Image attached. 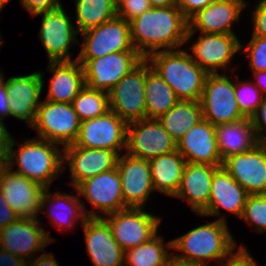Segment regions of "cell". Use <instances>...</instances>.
Returning a JSON list of instances; mask_svg holds the SVG:
<instances>
[{"instance_id":"15","label":"cell","mask_w":266,"mask_h":266,"mask_svg":"<svg viewBox=\"0 0 266 266\" xmlns=\"http://www.w3.org/2000/svg\"><path fill=\"white\" fill-rule=\"evenodd\" d=\"M40 224L37 218L19 217L15 222L0 229V248L27 262L30 256L42 251L54 240Z\"/></svg>"},{"instance_id":"8","label":"cell","mask_w":266,"mask_h":266,"mask_svg":"<svg viewBox=\"0 0 266 266\" xmlns=\"http://www.w3.org/2000/svg\"><path fill=\"white\" fill-rule=\"evenodd\" d=\"M143 59L137 51H120L97 59L76 60L82 63L86 86L109 93Z\"/></svg>"},{"instance_id":"33","label":"cell","mask_w":266,"mask_h":266,"mask_svg":"<svg viewBox=\"0 0 266 266\" xmlns=\"http://www.w3.org/2000/svg\"><path fill=\"white\" fill-rule=\"evenodd\" d=\"M77 30L79 33L98 27L117 16L113 0H76Z\"/></svg>"},{"instance_id":"52","label":"cell","mask_w":266,"mask_h":266,"mask_svg":"<svg viewBox=\"0 0 266 266\" xmlns=\"http://www.w3.org/2000/svg\"><path fill=\"white\" fill-rule=\"evenodd\" d=\"M152 8L177 6V0H148Z\"/></svg>"},{"instance_id":"3","label":"cell","mask_w":266,"mask_h":266,"mask_svg":"<svg viewBox=\"0 0 266 266\" xmlns=\"http://www.w3.org/2000/svg\"><path fill=\"white\" fill-rule=\"evenodd\" d=\"M179 100L200 101L208 73L187 50L158 51L146 58Z\"/></svg>"},{"instance_id":"53","label":"cell","mask_w":266,"mask_h":266,"mask_svg":"<svg viewBox=\"0 0 266 266\" xmlns=\"http://www.w3.org/2000/svg\"><path fill=\"white\" fill-rule=\"evenodd\" d=\"M5 165H6V159L0 154V173L2 172Z\"/></svg>"},{"instance_id":"28","label":"cell","mask_w":266,"mask_h":266,"mask_svg":"<svg viewBox=\"0 0 266 266\" xmlns=\"http://www.w3.org/2000/svg\"><path fill=\"white\" fill-rule=\"evenodd\" d=\"M217 145L222 161L235 154L245 153L260 140L255 134L251 118L215 126Z\"/></svg>"},{"instance_id":"18","label":"cell","mask_w":266,"mask_h":266,"mask_svg":"<svg viewBox=\"0 0 266 266\" xmlns=\"http://www.w3.org/2000/svg\"><path fill=\"white\" fill-rule=\"evenodd\" d=\"M116 151L107 149H89L75 144L63 148V164H69L73 188L88 178L116 168Z\"/></svg>"},{"instance_id":"54","label":"cell","mask_w":266,"mask_h":266,"mask_svg":"<svg viewBox=\"0 0 266 266\" xmlns=\"http://www.w3.org/2000/svg\"><path fill=\"white\" fill-rule=\"evenodd\" d=\"M10 0H0V12Z\"/></svg>"},{"instance_id":"37","label":"cell","mask_w":266,"mask_h":266,"mask_svg":"<svg viewBox=\"0 0 266 266\" xmlns=\"http://www.w3.org/2000/svg\"><path fill=\"white\" fill-rule=\"evenodd\" d=\"M241 218L253 224L258 232H266V193L249 194Z\"/></svg>"},{"instance_id":"9","label":"cell","mask_w":266,"mask_h":266,"mask_svg":"<svg viewBox=\"0 0 266 266\" xmlns=\"http://www.w3.org/2000/svg\"><path fill=\"white\" fill-rule=\"evenodd\" d=\"M102 218L108 223L113 238L124 251L148 242L158 233L161 222L159 217L143 211V208L133 207Z\"/></svg>"},{"instance_id":"25","label":"cell","mask_w":266,"mask_h":266,"mask_svg":"<svg viewBox=\"0 0 266 266\" xmlns=\"http://www.w3.org/2000/svg\"><path fill=\"white\" fill-rule=\"evenodd\" d=\"M248 196L249 193L220 166L212 178L209 203L199 215L218 216L219 209L224 208L241 218Z\"/></svg>"},{"instance_id":"11","label":"cell","mask_w":266,"mask_h":266,"mask_svg":"<svg viewBox=\"0 0 266 266\" xmlns=\"http://www.w3.org/2000/svg\"><path fill=\"white\" fill-rule=\"evenodd\" d=\"M132 157L150 160L177 150V142L157 119L127 123L126 149Z\"/></svg>"},{"instance_id":"34","label":"cell","mask_w":266,"mask_h":266,"mask_svg":"<svg viewBox=\"0 0 266 266\" xmlns=\"http://www.w3.org/2000/svg\"><path fill=\"white\" fill-rule=\"evenodd\" d=\"M163 240L156 234L148 242L126 250V266H164L172 254L165 249Z\"/></svg>"},{"instance_id":"45","label":"cell","mask_w":266,"mask_h":266,"mask_svg":"<svg viewBox=\"0 0 266 266\" xmlns=\"http://www.w3.org/2000/svg\"><path fill=\"white\" fill-rule=\"evenodd\" d=\"M18 218L19 216L12 210V207L7 204L0 191V229L15 222Z\"/></svg>"},{"instance_id":"24","label":"cell","mask_w":266,"mask_h":266,"mask_svg":"<svg viewBox=\"0 0 266 266\" xmlns=\"http://www.w3.org/2000/svg\"><path fill=\"white\" fill-rule=\"evenodd\" d=\"M83 226L87 252L95 266H125V251L103 218H88Z\"/></svg>"},{"instance_id":"41","label":"cell","mask_w":266,"mask_h":266,"mask_svg":"<svg viewBox=\"0 0 266 266\" xmlns=\"http://www.w3.org/2000/svg\"><path fill=\"white\" fill-rule=\"evenodd\" d=\"M253 36L266 37V0H260L253 12Z\"/></svg>"},{"instance_id":"39","label":"cell","mask_w":266,"mask_h":266,"mask_svg":"<svg viewBox=\"0 0 266 266\" xmlns=\"http://www.w3.org/2000/svg\"><path fill=\"white\" fill-rule=\"evenodd\" d=\"M150 8L148 0H125L117 7V16L129 22Z\"/></svg>"},{"instance_id":"17","label":"cell","mask_w":266,"mask_h":266,"mask_svg":"<svg viewBox=\"0 0 266 266\" xmlns=\"http://www.w3.org/2000/svg\"><path fill=\"white\" fill-rule=\"evenodd\" d=\"M116 168L121 178L124 204L127 207L143 208L154 191L149 160L132 157L125 153L118 157Z\"/></svg>"},{"instance_id":"48","label":"cell","mask_w":266,"mask_h":266,"mask_svg":"<svg viewBox=\"0 0 266 266\" xmlns=\"http://www.w3.org/2000/svg\"><path fill=\"white\" fill-rule=\"evenodd\" d=\"M25 264L26 261L21 257L0 248V266H25Z\"/></svg>"},{"instance_id":"20","label":"cell","mask_w":266,"mask_h":266,"mask_svg":"<svg viewBox=\"0 0 266 266\" xmlns=\"http://www.w3.org/2000/svg\"><path fill=\"white\" fill-rule=\"evenodd\" d=\"M246 5L244 0H215L188 20L186 41L197 30L206 34H234L232 23L238 21Z\"/></svg>"},{"instance_id":"23","label":"cell","mask_w":266,"mask_h":266,"mask_svg":"<svg viewBox=\"0 0 266 266\" xmlns=\"http://www.w3.org/2000/svg\"><path fill=\"white\" fill-rule=\"evenodd\" d=\"M177 151L185 161L193 164L222 166L215 126L207 120H201L177 142Z\"/></svg>"},{"instance_id":"2","label":"cell","mask_w":266,"mask_h":266,"mask_svg":"<svg viewBox=\"0 0 266 266\" xmlns=\"http://www.w3.org/2000/svg\"><path fill=\"white\" fill-rule=\"evenodd\" d=\"M235 243L225 218L221 217L168 241L167 246L184 252L175 255L179 259L208 266L205 262L208 260H218V264H224L222 260L231 255L237 246Z\"/></svg>"},{"instance_id":"55","label":"cell","mask_w":266,"mask_h":266,"mask_svg":"<svg viewBox=\"0 0 266 266\" xmlns=\"http://www.w3.org/2000/svg\"><path fill=\"white\" fill-rule=\"evenodd\" d=\"M125 0H113L116 7H118L121 3H123Z\"/></svg>"},{"instance_id":"36","label":"cell","mask_w":266,"mask_h":266,"mask_svg":"<svg viewBox=\"0 0 266 266\" xmlns=\"http://www.w3.org/2000/svg\"><path fill=\"white\" fill-rule=\"evenodd\" d=\"M235 97L240 111L248 118L259 108L263 94L261 90L252 82L248 81L241 84L234 83Z\"/></svg>"},{"instance_id":"31","label":"cell","mask_w":266,"mask_h":266,"mask_svg":"<svg viewBox=\"0 0 266 266\" xmlns=\"http://www.w3.org/2000/svg\"><path fill=\"white\" fill-rule=\"evenodd\" d=\"M146 119H159L174 107L179 99L172 88L151 68L145 80Z\"/></svg>"},{"instance_id":"1","label":"cell","mask_w":266,"mask_h":266,"mask_svg":"<svg viewBox=\"0 0 266 266\" xmlns=\"http://www.w3.org/2000/svg\"><path fill=\"white\" fill-rule=\"evenodd\" d=\"M129 27L134 49L146 59L158 50H173L184 45L189 23L177 6L151 7L129 21Z\"/></svg>"},{"instance_id":"16","label":"cell","mask_w":266,"mask_h":266,"mask_svg":"<svg viewBox=\"0 0 266 266\" xmlns=\"http://www.w3.org/2000/svg\"><path fill=\"white\" fill-rule=\"evenodd\" d=\"M40 39L46 49L49 62L73 61L69 54L72 42H78V30L71 24L63 7L43 13Z\"/></svg>"},{"instance_id":"44","label":"cell","mask_w":266,"mask_h":266,"mask_svg":"<svg viewBox=\"0 0 266 266\" xmlns=\"http://www.w3.org/2000/svg\"><path fill=\"white\" fill-rule=\"evenodd\" d=\"M230 256L226 257V260H222L227 263L224 266H257L253 257H251L247 249L242 245L237 252H232Z\"/></svg>"},{"instance_id":"38","label":"cell","mask_w":266,"mask_h":266,"mask_svg":"<svg viewBox=\"0 0 266 266\" xmlns=\"http://www.w3.org/2000/svg\"><path fill=\"white\" fill-rule=\"evenodd\" d=\"M253 72L266 71V37L252 36L245 50Z\"/></svg>"},{"instance_id":"51","label":"cell","mask_w":266,"mask_h":266,"mask_svg":"<svg viewBox=\"0 0 266 266\" xmlns=\"http://www.w3.org/2000/svg\"><path fill=\"white\" fill-rule=\"evenodd\" d=\"M164 266H202V265L179 259L172 254Z\"/></svg>"},{"instance_id":"43","label":"cell","mask_w":266,"mask_h":266,"mask_svg":"<svg viewBox=\"0 0 266 266\" xmlns=\"http://www.w3.org/2000/svg\"><path fill=\"white\" fill-rule=\"evenodd\" d=\"M215 0H177V7L189 20L198 11L204 9Z\"/></svg>"},{"instance_id":"14","label":"cell","mask_w":266,"mask_h":266,"mask_svg":"<svg viewBox=\"0 0 266 266\" xmlns=\"http://www.w3.org/2000/svg\"><path fill=\"white\" fill-rule=\"evenodd\" d=\"M222 167L249 194L266 193V142L260 141L245 153L231 155Z\"/></svg>"},{"instance_id":"40","label":"cell","mask_w":266,"mask_h":266,"mask_svg":"<svg viewBox=\"0 0 266 266\" xmlns=\"http://www.w3.org/2000/svg\"><path fill=\"white\" fill-rule=\"evenodd\" d=\"M24 9L34 16L62 7L60 0H20Z\"/></svg>"},{"instance_id":"46","label":"cell","mask_w":266,"mask_h":266,"mask_svg":"<svg viewBox=\"0 0 266 266\" xmlns=\"http://www.w3.org/2000/svg\"><path fill=\"white\" fill-rule=\"evenodd\" d=\"M4 74L0 75V119H4L5 116L10 115L9 111V96L5 86Z\"/></svg>"},{"instance_id":"26","label":"cell","mask_w":266,"mask_h":266,"mask_svg":"<svg viewBox=\"0 0 266 266\" xmlns=\"http://www.w3.org/2000/svg\"><path fill=\"white\" fill-rule=\"evenodd\" d=\"M218 167L187 162L174 197L187 199L191 209L199 215L209 203L211 182Z\"/></svg>"},{"instance_id":"42","label":"cell","mask_w":266,"mask_h":266,"mask_svg":"<svg viewBox=\"0 0 266 266\" xmlns=\"http://www.w3.org/2000/svg\"><path fill=\"white\" fill-rule=\"evenodd\" d=\"M252 125L255 129V134L260 141L266 142V136L263 131L266 130V96L263 97L262 102L257 111L251 116Z\"/></svg>"},{"instance_id":"35","label":"cell","mask_w":266,"mask_h":266,"mask_svg":"<svg viewBox=\"0 0 266 266\" xmlns=\"http://www.w3.org/2000/svg\"><path fill=\"white\" fill-rule=\"evenodd\" d=\"M72 105L80 121L93 119L110 110L109 93L85 86L73 99Z\"/></svg>"},{"instance_id":"10","label":"cell","mask_w":266,"mask_h":266,"mask_svg":"<svg viewBox=\"0 0 266 266\" xmlns=\"http://www.w3.org/2000/svg\"><path fill=\"white\" fill-rule=\"evenodd\" d=\"M80 34L84 40L76 59H97L113 52L136 51L129 22L118 16Z\"/></svg>"},{"instance_id":"29","label":"cell","mask_w":266,"mask_h":266,"mask_svg":"<svg viewBox=\"0 0 266 266\" xmlns=\"http://www.w3.org/2000/svg\"><path fill=\"white\" fill-rule=\"evenodd\" d=\"M49 189L50 188H45L42 194L40 210L46 207L45 205L48 204L47 202L50 201L52 203V210H50L48 216H50L49 218L52 219L53 224H55L57 228L61 229L63 226L66 228L69 226L71 228L79 219H82V224H84L88 218H102V215H98L94 209L90 210V212H86V207L79 198L80 195L61 194L60 192L51 194ZM58 208L61 209L59 210ZM64 210L65 212H63Z\"/></svg>"},{"instance_id":"30","label":"cell","mask_w":266,"mask_h":266,"mask_svg":"<svg viewBox=\"0 0 266 266\" xmlns=\"http://www.w3.org/2000/svg\"><path fill=\"white\" fill-rule=\"evenodd\" d=\"M184 157L176 150L149 160L154 190L175 196L186 165Z\"/></svg>"},{"instance_id":"27","label":"cell","mask_w":266,"mask_h":266,"mask_svg":"<svg viewBox=\"0 0 266 266\" xmlns=\"http://www.w3.org/2000/svg\"><path fill=\"white\" fill-rule=\"evenodd\" d=\"M48 68L53 77L46 100L72 103L86 86L83 66L75 59L70 62H49Z\"/></svg>"},{"instance_id":"22","label":"cell","mask_w":266,"mask_h":266,"mask_svg":"<svg viewBox=\"0 0 266 266\" xmlns=\"http://www.w3.org/2000/svg\"><path fill=\"white\" fill-rule=\"evenodd\" d=\"M75 190L103 214L108 215L128 208L124 204L121 178L117 168L86 179Z\"/></svg>"},{"instance_id":"5","label":"cell","mask_w":266,"mask_h":266,"mask_svg":"<svg viewBox=\"0 0 266 266\" xmlns=\"http://www.w3.org/2000/svg\"><path fill=\"white\" fill-rule=\"evenodd\" d=\"M81 121L72 103L41 101L34 124L40 139L66 147L75 143Z\"/></svg>"},{"instance_id":"13","label":"cell","mask_w":266,"mask_h":266,"mask_svg":"<svg viewBox=\"0 0 266 266\" xmlns=\"http://www.w3.org/2000/svg\"><path fill=\"white\" fill-rule=\"evenodd\" d=\"M45 188L5 165L0 173V191L19 216L37 218Z\"/></svg>"},{"instance_id":"4","label":"cell","mask_w":266,"mask_h":266,"mask_svg":"<svg viewBox=\"0 0 266 266\" xmlns=\"http://www.w3.org/2000/svg\"><path fill=\"white\" fill-rule=\"evenodd\" d=\"M14 144L15 141L12 139L6 165L12 168L16 161L18 165L17 170H14L16 173L24 175L44 188H49L54 178L65 168L63 150L61 151L56 143L40 138L26 139L15 151L12 150Z\"/></svg>"},{"instance_id":"21","label":"cell","mask_w":266,"mask_h":266,"mask_svg":"<svg viewBox=\"0 0 266 266\" xmlns=\"http://www.w3.org/2000/svg\"><path fill=\"white\" fill-rule=\"evenodd\" d=\"M201 34L191 46V57L207 73H218L217 68L227 67L243 47L235 34Z\"/></svg>"},{"instance_id":"32","label":"cell","mask_w":266,"mask_h":266,"mask_svg":"<svg viewBox=\"0 0 266 266\" xmlns=\"http://www.w3.org/2000/svg\"><path fill=\"white\" fill-rule=\"evenodd\" d=\"M203 120L200 101L179 100L158 121L169 135L178 142L193 126Z\"/></svg>"},{"instance_id":"7","label":"cell","mask_w":266,"mask_h":266,"mask_svg":"<svg viewBox=\"0 0 266 266\" xmlns=\"http://www.w3.org/2000/svg\"><path fill=\"white\" fill-rule=\"evenodd\" d=\"M200 103L203 119L214 126L246 118L238 107L234 83L226 75L208 73Z\"/></svg>"},{"instance_id":"12","label":"cell","mask_w":266,"mask_h":266,"mask_svg":"<svg viewBox=\"0 0 266 266\" xmlns=\"http://www.w3.org/2000/svg\"><path fill=\"white\" fill-rule=\"evenodd\" d=\"M127 123L112 110L105 114L81 121L79 135L75 141L78 147L107 149L116 151L126 149Z\"/></svg>"},{"instance_id":"6","label":"cell","mask_w":266,"mask_h":266,"mask_svg":"<svg viewBox=\"0 0 266 266\" xmlns=\"http://www.w3.org/2000/svg\"><path fill=\"white\" fill-rule=\"evenodd\" d=\"M143 59L127 73L109 92V108L126 123L146 119L145 80L151 69Z\"/></svg>"},{"instance_id":"49","label":"cell","mask_w":266,"mask_h":266,"mask_svg":"<svg viewBox=\"0 0 266 266\" xmlns=\"http://www.w3.org/2000/svg\"><path fill=\"white\" fill-rule=\"evenodd\" d=\"M28 260L25 266H60L51 253L42 254L40 257ZM31 262V263H30Z\"/></svg>"},{"instance_id":"47","label":"cell","mask_w":266,"mask_h":266,"mask_svg":"<svg viewBox=\"0 0 266 266\" xmlns=\"http://www.w3.org/2000/svg\"><path fill=\"white\" fill-rule=\"evenodd\" d=\"M12 138L4 125L3 119H0V154L5 159L7 158Z\"/></svg>"},{"instance_id":"19","label":"cell","mask_w":266,"mask_h":266,"mask_svg":"<svg viewBox=\"0 0 266 266\" xmlns=\"http://www.w3.org/2000/svg\"><path fill=\"white\" fill-rule=\"evenodd\" d=\"M43 73L34 72L27 76L9 77L5 81L9 100L10 115L26 121L29 127L34 124L42 88Z\"/></svg>"},{"instance_id":"50","label":"cell","mask_w":266,"mask_h":266,"mask_svg":"<svg viewBox=\"0 0 266 266\" xmlns=\"http://www.w3.org/2000/svg\"><path fill=\"white\" fill-rule=\"evenodd\" d=\"M255 79H258L256 82H253L260 90L261 93L266 96V71L254 72Z\"/></svg>"}]
</instances>
